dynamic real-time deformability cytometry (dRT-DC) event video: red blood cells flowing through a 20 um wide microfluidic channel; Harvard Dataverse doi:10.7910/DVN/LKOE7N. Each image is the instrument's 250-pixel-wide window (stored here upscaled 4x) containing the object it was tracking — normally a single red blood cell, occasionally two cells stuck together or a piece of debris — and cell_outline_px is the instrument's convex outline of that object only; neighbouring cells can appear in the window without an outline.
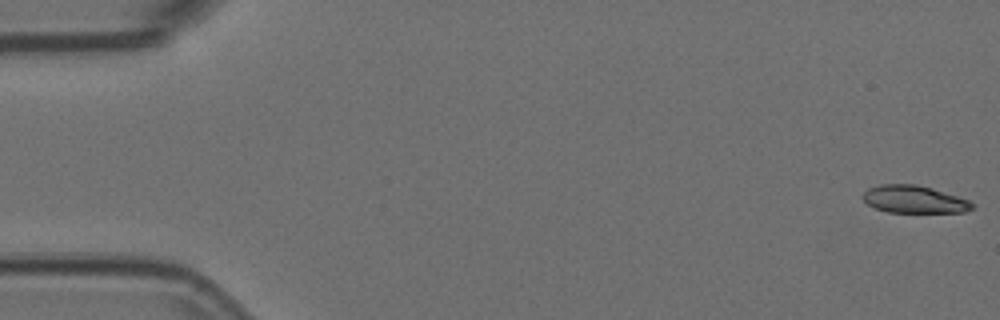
{"species": "Egyptian fruit bat (a non-hibernating species)", "species_latin": "Rousettus aegyptiacus", "temperature_condition": "room temperature", "stored_images_in_passage": 54, "camera_frame_rate_fps": 3000, "um_per_image_px": 0.085, "animal": {"sex": "female"}, "frame": {"image": 1, "passage_image": 1, "time_ms": 0.0, "image_size_px": [1000, 320], "cell_outline_px": [[972, 208], [964, 212], [888, 212], [876, 208], [868, 204], [860, 196], [868, 188], [880, 184], [916, 184], [932, 188], [968, 200], [972, 204]], "centroid_in_image_um": [77.64, 16.93], "position_along_channel_um": 7.4, "area_um2": 17.34}}
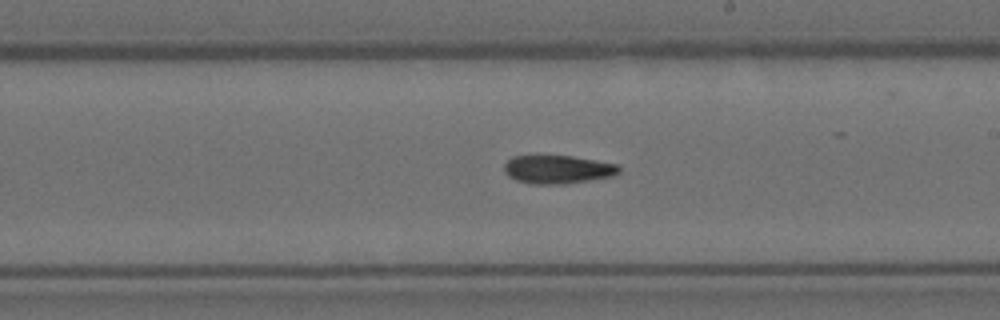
{"frame": {"image": 2, "passage_image": 31, "time_ms": 10.0, "image_size_px": [1000, 320], "cell_outline_px": [[620, 172], [612, 176], [568, 184], [532, 184], [516, 180], [508, 176], [504, 172], [504, 164], [512, 156], [572, 156], [620, 164]], "centroid_in_image_um": [47.42, 14.4], "position_along_channel_um": 241.6, "area_um2": 19.13}}
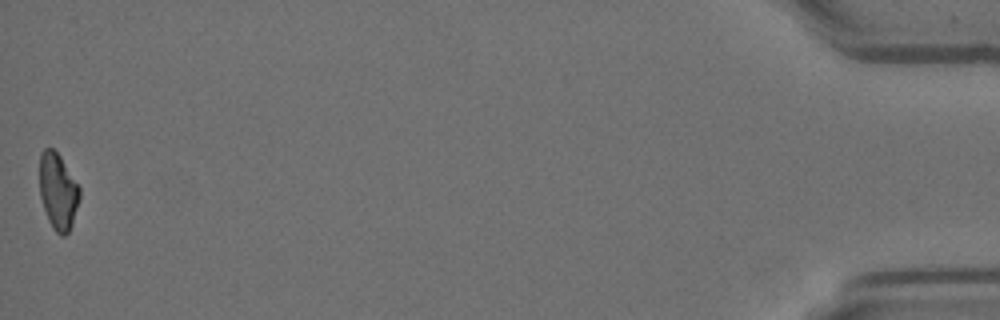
{"frame": {"image": 3, "passage_image": 54, "time_ms": 17.667, "image_size_px": [1000, 320], "cell_outline_px": [[80, 200], [72, 224], [68, 232], [64, 236], [60, 236], [52, 228], [48, 220], [40, 196], [40, 152], [44, 148], [52, 148], [60, 156], [80, 188]], "centroid_in_image_um": [4.93, 16.28], "position_along_channel_um": 430.3, "area_um2": 17.8}, "authors_computed_cell_mechanics": {"area_um2": 18.785, "velocity_mm_per_s": 3.7681, "shape_relaxation_time_tau1_ms": null, "shape_relaxation_time_tau2_ms": 9.6942, "deformation_change_tau1": null, "deformation_change_tau2": 0.1975}}